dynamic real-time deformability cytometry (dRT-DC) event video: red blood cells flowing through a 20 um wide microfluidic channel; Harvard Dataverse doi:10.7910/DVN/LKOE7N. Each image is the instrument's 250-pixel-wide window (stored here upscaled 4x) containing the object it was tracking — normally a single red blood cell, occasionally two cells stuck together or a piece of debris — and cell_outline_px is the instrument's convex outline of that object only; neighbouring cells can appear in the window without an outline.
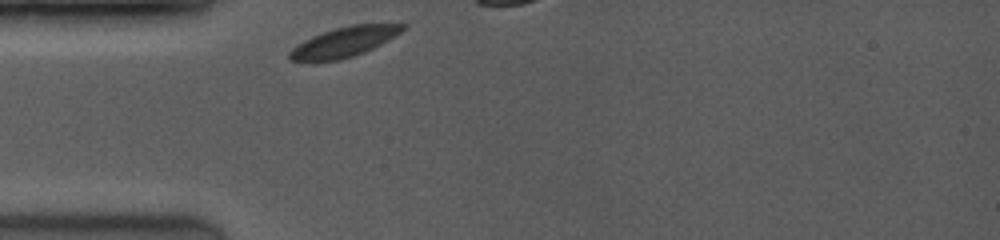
{"species": "common noctule bat (a hibernating species)", "species_latin": "Nyctalus noctula", "temperature_condition": "room temperature", "stored_images_in_passage": 1, "camera_frame_rate_fps": 3500, "um_per_image_px": 0.085, "animal": {"sex": "female", "body_mass_g": 19.0, "forearm_length_mm": 53.3}, "frame": {"image": 1, "passage_image": 1, "time_ms": 0.0, "image_size_px": [1000, 240], "cell_outline_px": [[408, 28], [388, 40], [364, 52], [340, 60], [316, 64], [312, 64], [288, 60], [288, 52], [292, 48], [304, 40], [312, 36], [336, 28], [352, 24], [408, 24]], "centroid_in_image_um": [29.18, 3.61], "position_along_channel_um": 55.8, "area_um2": 20.23}}